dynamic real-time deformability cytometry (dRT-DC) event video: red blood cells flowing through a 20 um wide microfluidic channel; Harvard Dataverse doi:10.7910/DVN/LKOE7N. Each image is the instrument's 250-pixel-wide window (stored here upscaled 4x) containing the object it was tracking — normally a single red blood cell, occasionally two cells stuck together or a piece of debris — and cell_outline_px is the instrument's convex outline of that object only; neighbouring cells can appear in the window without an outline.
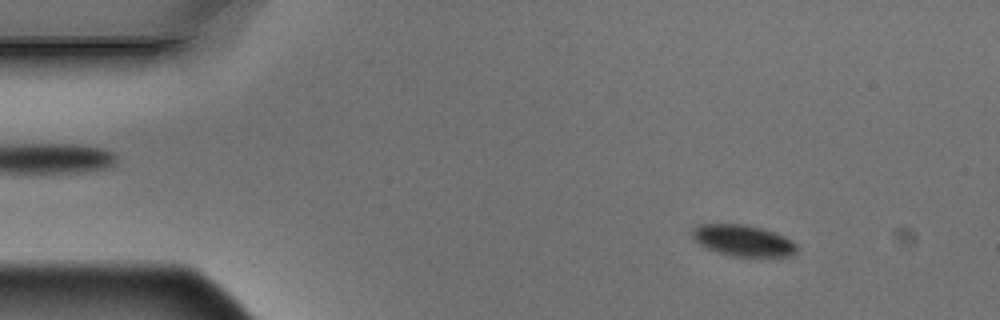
{"species": "Egyptian fruit bat (a non-hibernating species)", "species_latin": "Rousettus aegyptiacus", "temperature_condition": "warm", "stored_images_in_passage": 4, "camera_frame_rate_fps": 3000, "um_per_image_px": 0.085, "animal": {"sex": "male"}, "frame": {"image": 1, "passage_image": 2, "time_ms": 0.333, "image_size_px": [1000, 320], "cell_outline_px": [[796, 256], [756, 260], [728, 256], [704, 248], [692, 236], [692, 228], [700, 224], [744, 224], [760, 228], [784, 236], [792, 240], [796, 244]], "centroid_in_image_um": [63.22, 20.53], "position_along_channel_um": 21.8, "area_um2": 20.06}}